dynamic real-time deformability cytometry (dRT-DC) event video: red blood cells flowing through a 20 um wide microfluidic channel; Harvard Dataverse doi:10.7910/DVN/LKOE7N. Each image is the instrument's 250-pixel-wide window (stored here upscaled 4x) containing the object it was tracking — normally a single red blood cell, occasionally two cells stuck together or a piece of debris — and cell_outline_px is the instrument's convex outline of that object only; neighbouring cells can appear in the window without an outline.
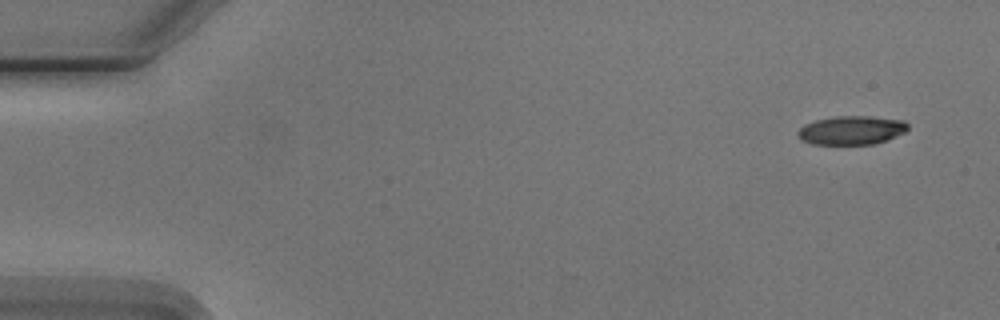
{"species": "Egyptian fruit bat (a non-hibernating species)", "species_latin": "Rousettus aegyptiacus", "temperature_condition": "cold", "stored_images_in_passage": 4, "camera_frame_rate_fps": 3000, "um_per_image_px": 0.085, "animal": {"sex": "male"}, "frame": {"image": 1, "passage_image": 1, "time_ms": 0.0, "image_size_px": [1000, 320], "cell_outline_px": [[908, 128], [904, 132], [884, 140], [872, 144], [812, 144], [796, 136], [796, 132], [804, 124], [816, 120], [832, 116], [868, 116], [904, 120], [908, 124]], "centroid_in_image_um": [72.33, 11.05], "position_along_channel_um": 12.7, "area_um2": 18.32}}